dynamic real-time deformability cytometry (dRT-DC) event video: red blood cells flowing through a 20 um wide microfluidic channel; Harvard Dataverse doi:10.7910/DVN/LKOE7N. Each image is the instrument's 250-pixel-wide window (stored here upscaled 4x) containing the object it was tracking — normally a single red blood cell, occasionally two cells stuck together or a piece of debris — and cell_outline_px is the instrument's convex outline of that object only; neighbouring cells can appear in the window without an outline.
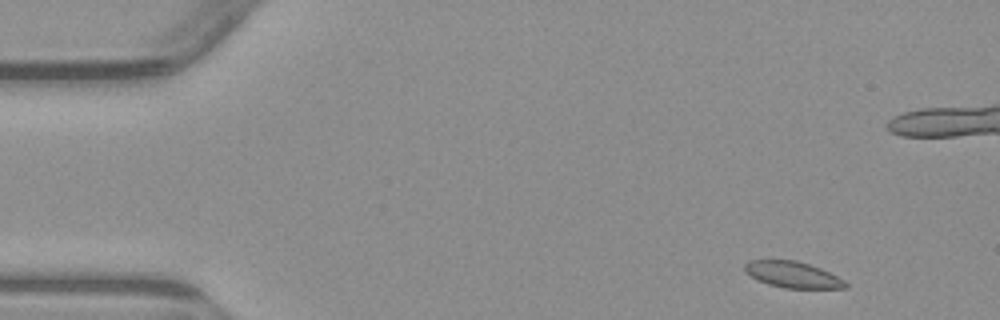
{"species": "common noctule bat (a hibernating species)", "species_latin": "Nyctalus noctula", "temperature_condition": "warm", "stored_images_in_passage": 6, "segment_of_instrument_passage": [1, 2], "camera_frame_rate_fps": 3000, "um_per_image_px": 0.085, "animal": {"sex": "male", "body_mass_g": 23.1, "forearm_length_mm": 52.7}, "frame": {"image": 1, "passage_image": 1, "time_ms": 0.0, "image_size_px": [1000, 320], "cell_outline_px": [[848, 288], [784, 288], [768, 284], [756, 280], [744, 272], [744, 264], [748, 260], [796, 260], [820, 268], [844, 280], [848, 284]], "centroid_in_image_um": [67.33, 23.34], "position_along_channel_um": 17.7, "area_um2": 15.43}}
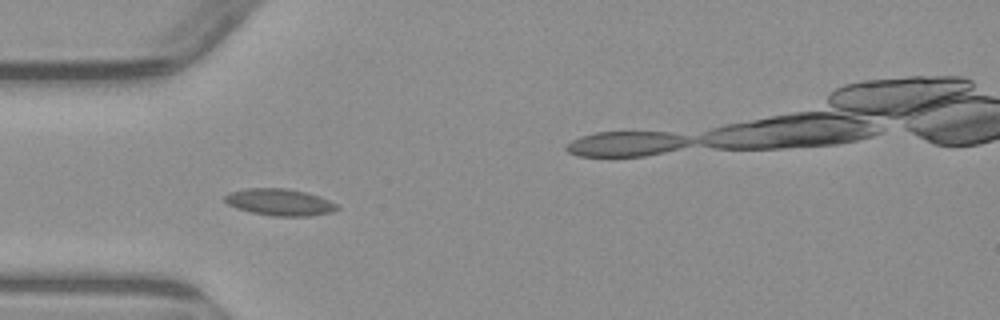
{"frame": {"image": 2, "passage_image": 4, "time_ms": 3.667, "image_size_px": [1000, 320], "cell_outline_px": [[340, 208], [332, 212], [308, 216], [272, 216], [252, 212], [236, 208], [228, 204], [224, 200], [224, 196], [232, 192], [248, 188], [284, 188], [308, 192], [320, 196], [336, 204]], "centroid_in_image_um": [23.79, 17.18], "position_along_channel_um": 61.2, "area_um2": 17.46}}
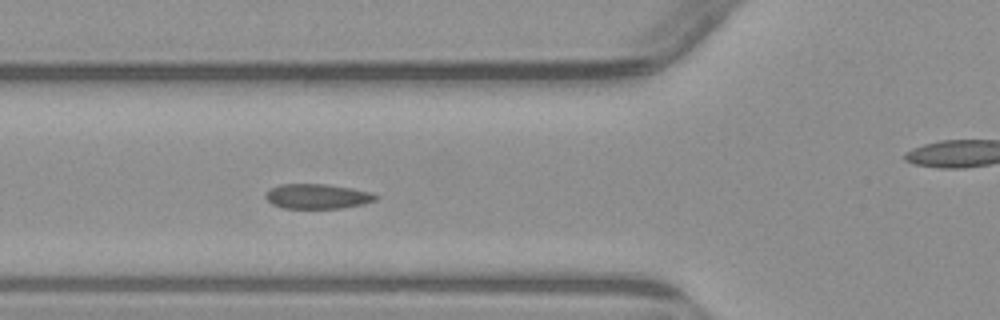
{"frame": {"image": 3, "passage_image": 5, "time_ms": 4.667, "image_size_px": [1000, 320], "cell_outline_px": [[380, 196], [376, 200], [364, 204], [340, 208], [284, 208], [272, 204], [264, 196], [272, 188], [280, 184], [328, 184], [352, 188], [372, 192]], "centroid_in_image_um": [27.03, 16.68], "position_along_channel_um": 98.8, "area_um2": 15.95}}